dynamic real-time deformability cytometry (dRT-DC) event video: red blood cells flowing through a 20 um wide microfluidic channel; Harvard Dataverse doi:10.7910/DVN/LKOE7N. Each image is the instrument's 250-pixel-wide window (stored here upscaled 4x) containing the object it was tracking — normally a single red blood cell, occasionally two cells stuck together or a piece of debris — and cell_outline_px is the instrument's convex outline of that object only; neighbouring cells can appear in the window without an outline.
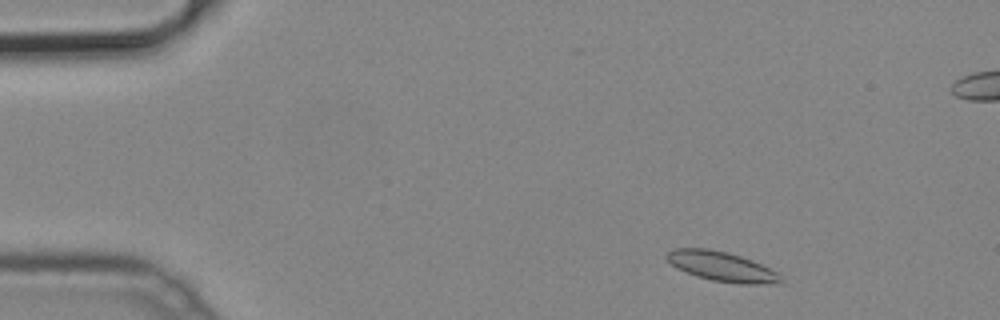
{"species": "common noctule bat (a hibernating species)", "species_latin": "Nyctalus noctula", "temperature_condition": "cold", "stored_images_in_passage": 49, "camera_frame_rate_fps": 3000, "um_per_image_px": 0.085, "animal": {"sex": "male", "body_mass_g": 19.2, "forearm_length_mm": 51.8}, "frame": {"image": 1, "passage_image": 4, "time_ms": 1.0, "image_size_px": [1000, 320], "cell_outline_px": [[780, 280], [764, 284], [740, 284], [712, 280], [696, 276], [676, 268], [664, 256], [672, 248], [708, 248], [728, 252], [752, 260], [776, 272]], "centroid_in_image_um": [61.24, 22.62], "position_along_channel_um": 23.8, "area_um2": 19.36}}
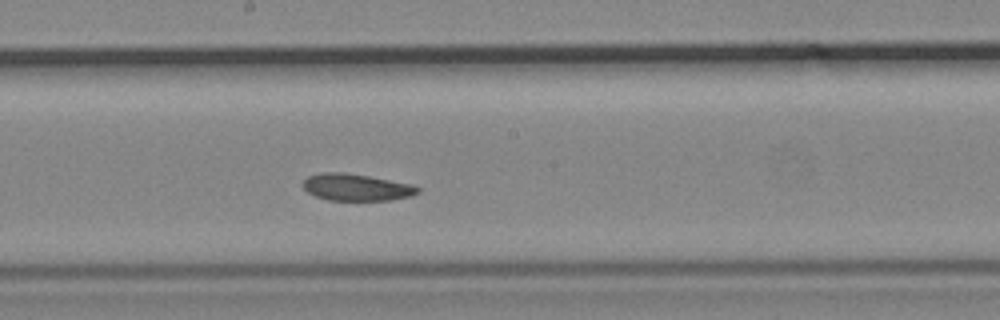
{"frame": {"image": 2, "passage_image": 25, "time_ms": 8.0, "image_size_px": [1000, 320], "cell_outline_px": [[420, 192], [408, 196], [392, 200], [328, 200], [316, 196], [308, 192], [304, 188], [304, 180], [308, 176], [320, 172], [344, 172], [368, 176], [412, 184], [420, 188]], "centroid_in_image_um": [30.29, 15.91], "position_along_channel_um": 217.9, "area_um2": 17.86}}
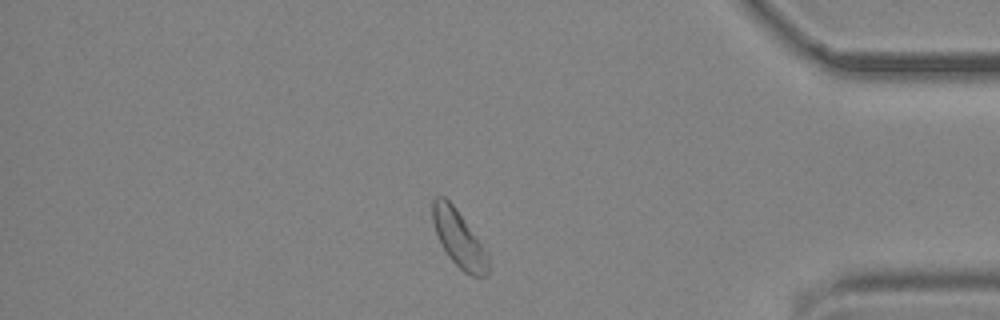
{"frame": {"image": 3, "passage_image": 41, "time_ms": 13.333, "image_size_px": [1000, 320], "cell_outline_px": [[488, 276], [472, 276], [464, 272], [448, 256], [440, 244], [432, 220], [432, 200], [436, 196], [444, 196], [456, 208], [488, 256]], "centroid_in_image_um": [38.96, 20.28], "position_along_channel_um": 396.2, "area_um2": 17.92}}